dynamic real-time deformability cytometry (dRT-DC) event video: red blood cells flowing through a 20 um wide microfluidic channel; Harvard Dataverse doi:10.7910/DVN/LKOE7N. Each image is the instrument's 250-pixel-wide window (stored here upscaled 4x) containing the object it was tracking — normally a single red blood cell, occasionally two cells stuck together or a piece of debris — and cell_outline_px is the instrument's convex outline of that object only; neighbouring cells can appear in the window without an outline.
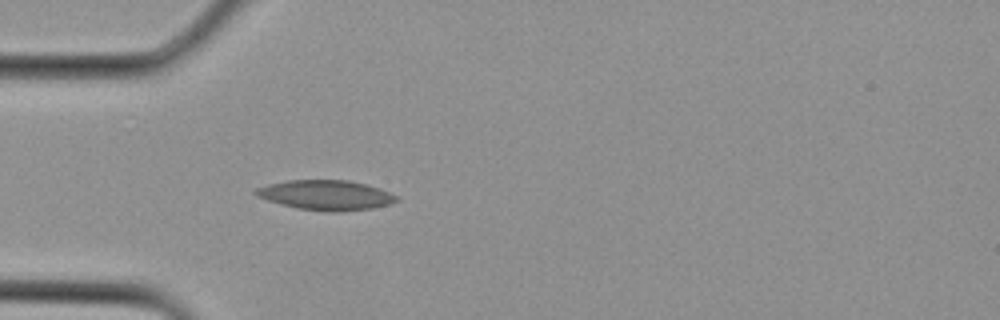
{"species": "Egyptian fruit bat (a non-hibernating species)", "species_latin": "Rousettus aegyptiacus", "temperature_condition": "cold", "stored_images_in_passage": 1, "camera_frame_rate_fps": 3000, "um_per_image_px": 0.085, "animal": {"sex": "female"}, "frame": {"image": 1, "passage_image": 1, "time_ms": 0.0, "image_size_px": [1000, 320], "cell_outline_px": [[400, 200], [388, 204], [372, 208], [340, 212], [324, 212], [296, 208], [268, 200], [256, 196], [252, 192], [256, 188], [268, 184], [288, 180], [348, 180], [380, 188], [400, 196]], "centroid_in_image_um": [27.72, 16.59], "position_along_channel_um": 57.3, "area_um2": 24.68}}